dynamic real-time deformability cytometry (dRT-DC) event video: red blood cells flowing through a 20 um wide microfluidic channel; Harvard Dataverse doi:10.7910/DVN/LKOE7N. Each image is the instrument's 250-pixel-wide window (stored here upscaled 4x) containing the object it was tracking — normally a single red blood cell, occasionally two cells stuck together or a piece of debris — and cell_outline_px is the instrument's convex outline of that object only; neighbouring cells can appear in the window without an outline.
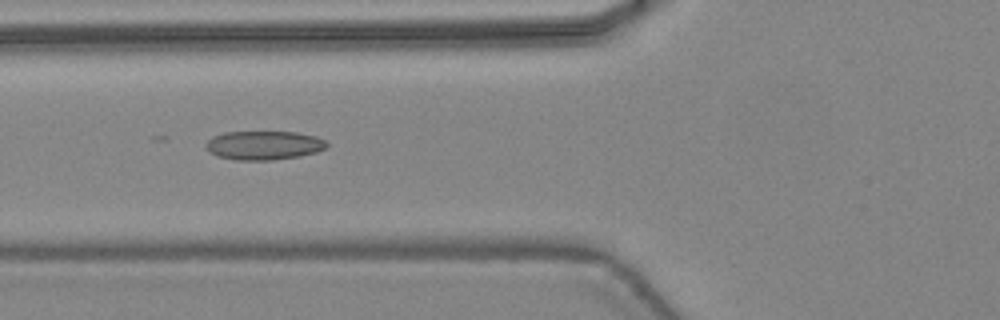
{"species": "common noctule bat (a hibernating species)", "species_latin": "Nyctalus noctula", "temperature_condition": "warm", "stored_images_in_passage": 46, "camera_frame_rate_fps": 3000, "um_per_image_px": 0.085, "animal": {"sex": "female", "body_mass_g": 24.6, "forearm_length_mm": 56.2}, "frame": {"image": 1, "passage_image": 18, "time_ms": 5.667, "image_size_px": [1000, 320], "cell_outline_px": [[328, 148], [316, 152], [300, 156], [272, 160], [236, 160], [216, 156], [208, 152], [204, 144], [212, 136], [224, 132], [296, 132], [316, 136], [324, 140], [328, 144]], "centroid_in_image_um": [22.41, 12.35], "position_along_channel_um": 103.4, "area_um2": 20.58}}
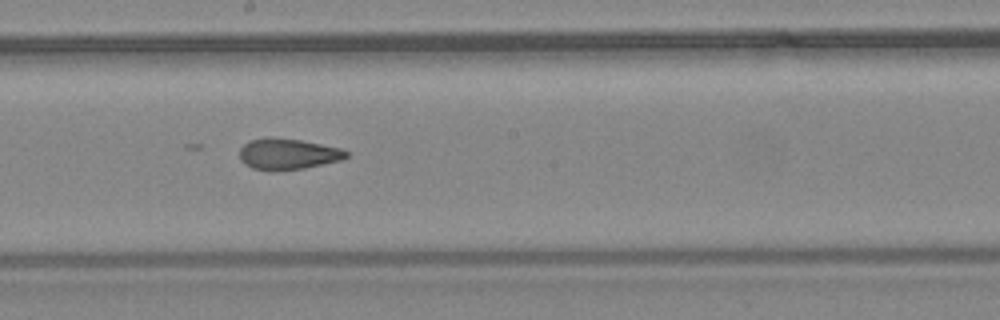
{"frame": {"image": 2, "passage_image": 26, "time_ms": 8.333, "image_size_px": [1000, 320], "cell_outline_px": [[348, 156], [344, 160], [304, 168], [272, 172], [252, 168], [244, 164], [240, 160], [240, 148], [248, 140], [272, 136], [276, 136], [300, 140], [344, 148], [348, 152]], "centroid_in_image_um": [24.47, 13.09], "position_along_channel_um": 223.7, "area_um2": 19.88}}
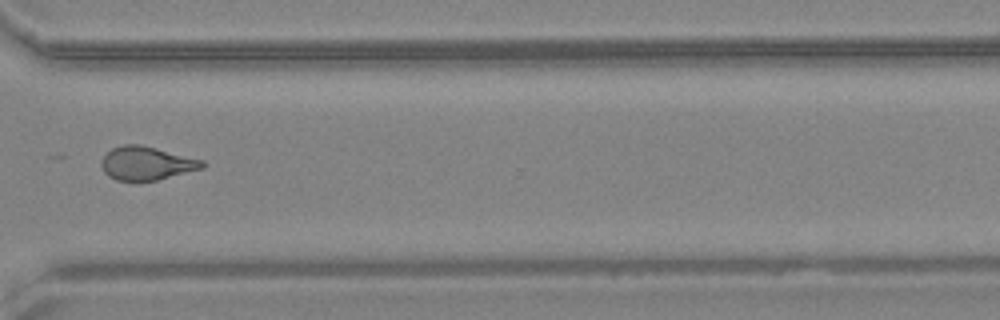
{"frame": {"image": 3, "passage_image": 35, "time_ms": 11.333, "image_size_px": [1000, 320], "cell_outline_px": [[204, 168], [140, 184], [116, 180], [108, 176], [104, 172], [100, 164], [100, 160], [112, 148], [124, 144], [140, 144], [204, 160]], "centroid_in_image_um": [12.42, 13.91], "position_along_channel_um": 358.2, "area_um2": 20.17}, "authors_computed_cell_mechanics": {"area_um2": 20.8369, "velocity_mm_per_s": 4.5387, "shape_relaxation_time_tau1_ms": null, "shape_relaxation_time_tau2_ms": 1.977, "deformation_change_tau1": null, "deformation_change_tau2": 0.0769}}